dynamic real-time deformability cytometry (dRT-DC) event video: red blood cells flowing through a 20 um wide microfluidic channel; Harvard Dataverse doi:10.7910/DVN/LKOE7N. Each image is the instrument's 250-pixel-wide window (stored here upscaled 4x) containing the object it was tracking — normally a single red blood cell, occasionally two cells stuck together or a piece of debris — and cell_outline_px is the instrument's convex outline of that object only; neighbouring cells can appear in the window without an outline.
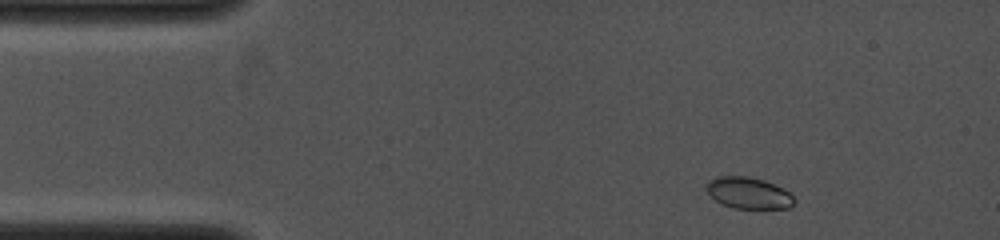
{"species": "common noctule bat (a hibernating species)", "species_latin": "Nyctalus noctula", "temperature_condition": "cold", "stored_images_in_passage": 14, "camera_frame_rate_fps": 4000, "um_per_image_px": 0.085, "animal": {"sex": "female", "body_mass_g": 19.0, "forearm_length_mm": 53.3}, "frame": {"image": 1, "passage_image": 2, "time_ms": 0.25, "image_size_px": [1000, 240], "cell_outline_px": [[796, 200], [788, 208], [732, 208], [720, 204], [704, 188], [704, 184], [708, 180], [716, 176], [748, 176], [764, 180], [788, 192]], "centroid_in_image_um": [63.55, 16.39], "position_along_channel_um": 21.5, "area_um2": 16.07}}
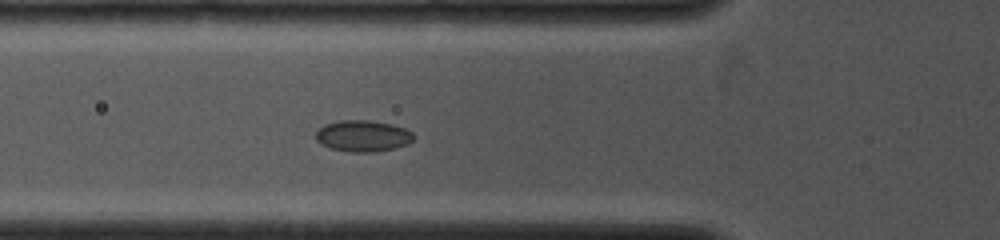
{"frame": {"image": 2, "passage_image": 11, "time_ms": 3.5, "image_size_px": [1000, 240], "cell_outline_px": [[416, 136], [408, 144], [396, 148], [372, 152], [352, 152], [332, 148], [320, 144], [316, 140], [316, 132], [324, 124], [340, 120], [368, 120], [388, 124], [404, 128], [412, 132]], "centroid_in_image_um": [30.84, 11.56], "position_along_channel_um": 95.0, "area_um2": 17.8}}
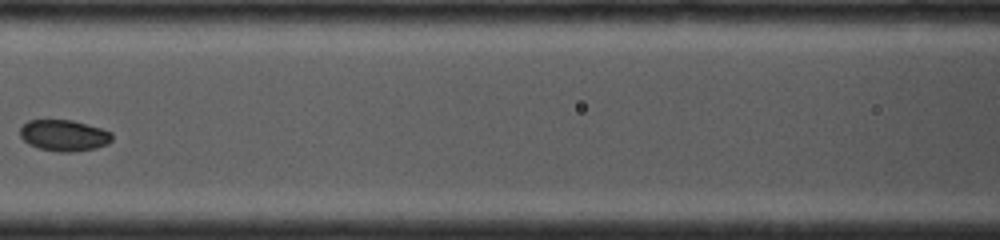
{"frame": {"image": 3, "passage_image": 14, "time_ms": 5.0, "image_size_px": [1000, 240], "cell_outline_px": [[112, 140], [108, 144], [96, 148], [72, 152], [60, 152], [40, 148], [28, 144], [20, 136], [20, 128], [28, 120], [72, 120], [100, 128], [112, 132]], "centroid_in_image_um": [5.45, 11.51], "position_along_channel_um": 161.2, "area_um2": 16.7}}